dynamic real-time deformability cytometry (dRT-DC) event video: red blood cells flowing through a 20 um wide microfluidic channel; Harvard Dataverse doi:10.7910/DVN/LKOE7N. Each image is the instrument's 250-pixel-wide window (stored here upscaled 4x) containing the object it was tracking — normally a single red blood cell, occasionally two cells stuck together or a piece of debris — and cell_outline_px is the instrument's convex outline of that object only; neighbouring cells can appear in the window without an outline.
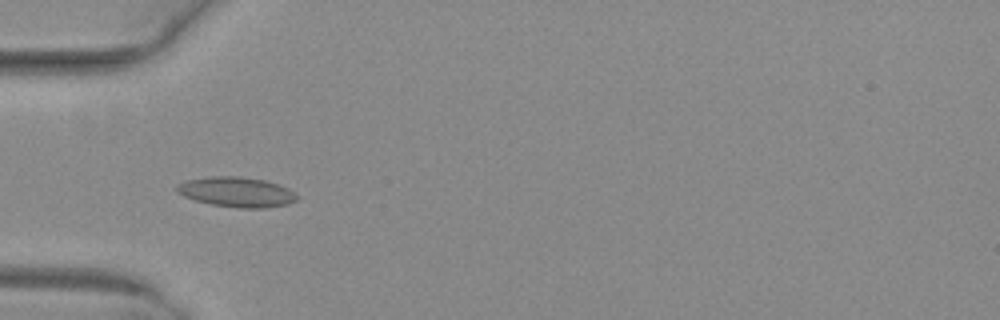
{"species": "common noctule bat (a hibernating species)", "species_latin": "Nyctalus noctula", "temperature_condition": "warm", "stored_images_in_passage": 50, "camera_frame_rate_fps": 3000, "um_per_image_px": 0.085, "animal": {"sex": "female", "body_mass_g": 29.2, "forearm_length_mm": 56.3}, "frame": {"image": 1, "passage_image": 16, "time_ms": 5.0, "image_size_px": [1000, 320], "cell_outline_px": [[300, 196], [296, 200], [288, 204], [264, 208], [240, 208], [212, 204], [196, 200], [184, 196], [176, 192], [176, 184], [184, 180], [212, 176], [240, 176], [264, 180], [288, 188]], "centroid_in_image_um": [20.1, 16.31], "position_along_channel_um": 64.9, "area_um2": 21.04}}
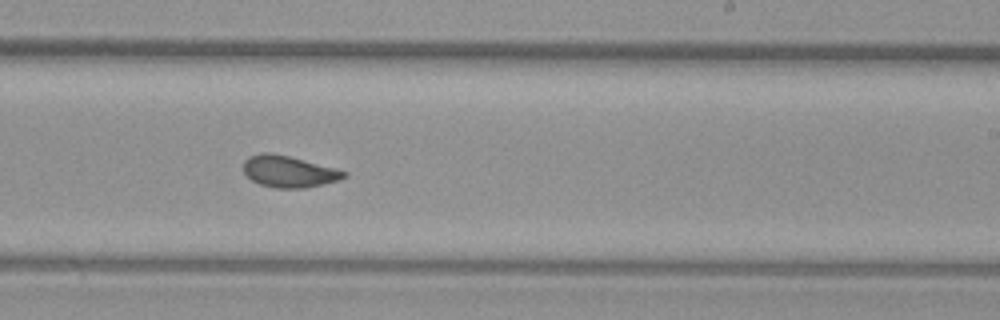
{"frame": {"image": 2, "passage_image": 31, "time_ms": 10.0, "image_size_px": [1000, 320], "cell_outline_px": [[348, 176], [340, 180], [324, 184], [304, 188], [276, 188], [260, 184], [252, 180], [244, 172], [244, 160], [248, 156], [260, 152], [268, 152], [288, 156], [348, 172]], "centroid_in_image_um": [24.54, 14.58], "position_along_channel_um": 264.5, "area_um2": 18.38}}
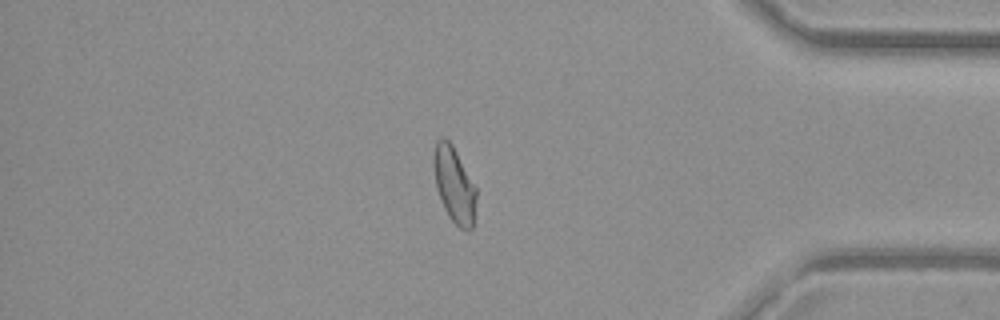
{"frame": {"image": 3, "passage_image": 43, "time_ms": 14.0, "image_size_px": [1000, 320], "cell_outline_px": [[476, 200], [472, 228], [468, 232], [460, 228], [448, 216], [444, 208], [436, 188], [432, 164], [432, 156], [436, 140], [444, 136], [452, 144], [476, 188]], "centroid_in_image_um": [38.57, 15.69], "position_along_channel_um": 396.6, "area_um2": 18.9}, "authors_computed_cell_mechanics": {"area_um2": 18.9295, "velocity_mm_per_s": 4.0256, "shape_relaxation_time_tau1_ms": null, "shape_relaxation_time_tau2_ms": 1.2782, "deformation_change_tau1": null, "deformation_change_tau2": 0.0709}}